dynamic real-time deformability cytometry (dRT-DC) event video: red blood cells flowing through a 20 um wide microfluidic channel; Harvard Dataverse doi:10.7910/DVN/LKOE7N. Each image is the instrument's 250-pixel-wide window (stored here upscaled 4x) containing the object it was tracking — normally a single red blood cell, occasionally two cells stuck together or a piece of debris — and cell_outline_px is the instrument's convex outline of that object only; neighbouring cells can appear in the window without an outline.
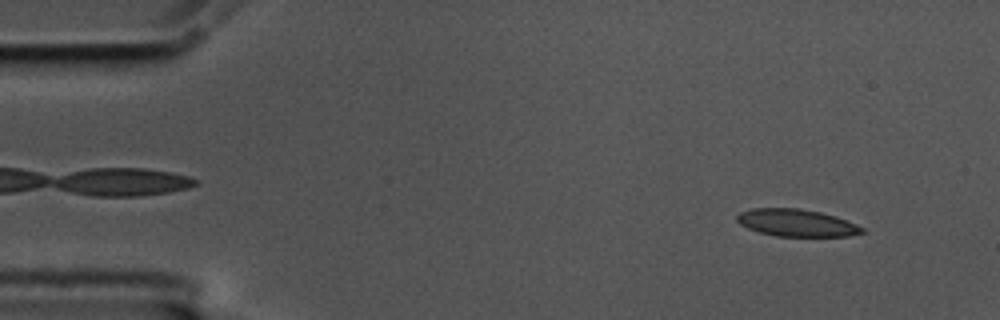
{"species": "common noctule bat (a hibernating species)", "species_latin": "Nyctalus noctula", "temperature_condition": "cold", "stored_images_in_passage": 21, "camera_frame_rate_fps": 3000, "um_per_image_px": 0.085, "animal": {"sex": "male", "body_mass_g": 17.5, "forearm_length_mm": 52.3}, "frame": {"image": 1, "passage_image": 5, "time_ms": 1.333, "image_size_px": [1000, 320], "cell_outline_px": [[864, 232], [848, 236], [776, 236], [760, 232], [748, 228], [740, 224], [736, 220], [736, 216], [740, 212], [752, 208], [800, 208], [820, 212], [836, 216], [856, 224], [864, 228]], "centroid_in_image_um": [67.69, 18.93], "position_along_channel_um": 17.3, "area_um2": 19.83}}
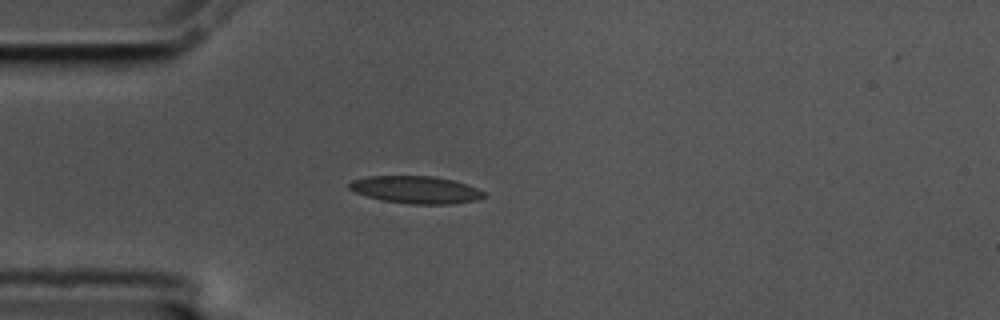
{"frame": {"image": 2, "passage_image": 15, "time_ms": 4.667, "image_size_px": [1000, 320], "cell_outline_px": [[488, 196], [476, 200], [452, 204], [408, 204], [380, 200], [356, 192], [348, 188], [348, 184], [352, 180], [368, 176], [432, 176], [452, 180], [468, 184], [484, 192]], "centroid_in_image_um": [35.36, 16.13], "position_along_channel_um": 49.6, "area_um2": 21.56}}